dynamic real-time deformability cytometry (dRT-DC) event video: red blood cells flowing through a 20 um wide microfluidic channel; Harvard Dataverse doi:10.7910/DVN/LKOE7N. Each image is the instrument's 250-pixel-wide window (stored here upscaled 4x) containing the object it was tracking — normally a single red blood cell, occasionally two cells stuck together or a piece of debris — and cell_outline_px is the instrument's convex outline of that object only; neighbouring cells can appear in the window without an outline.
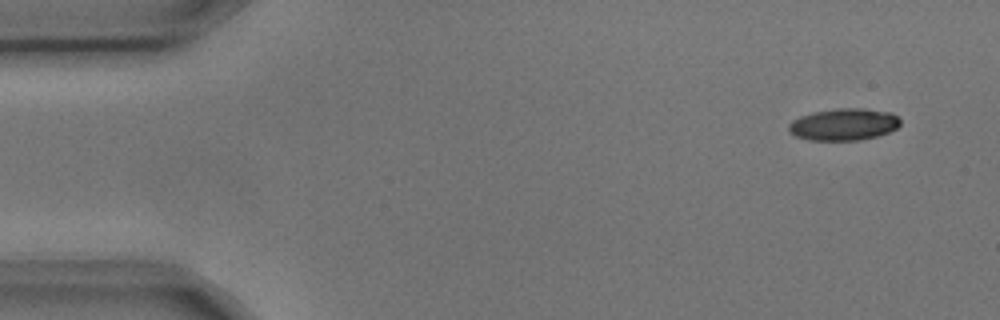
{"species": "common noctule bat (a hibernating species)", "species_latin": "Nyctalus noctula", "temperature_condition": "cold", "stored_images_in_passage": 5, "camera_frame_rate_fps": 3000, "um_per_image_px": 0.085, "animal": {"sex": "male", "body_mass_g": 17.9, "forearm_length_mm": 54.2}, "frame": {"image": 1, "passage_image": 1, "time_ms": 0.0, "image_size_px": [1000, 320], "cell_outline_px": [[900, 124], [896, 128], [888, 132], [876, 136], [860, 140], [808, 140], [796, 136], [788, 132], [788, 124], [792, 120], [800, 116], [812, 112], [836, 108], [864, 108], [892, 112], [900, 120]], "centroid_in_image_um": [71.69, 10.56], "position_along_channel_um": 13.3, "area_um2": 20.92}}
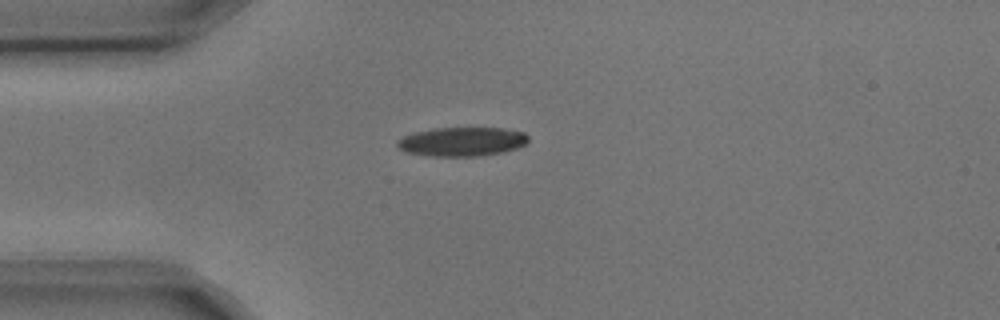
{"frame": {"image": 2, "passage_image": 3, "time_ms": 0.667, "image_size_px": [1000, 320], "cell_outline_px": [[528, 140], [524, 144], [516, 148], [500, 152], [480, 156], [432, 156], [404, 152], [396, 144], [396, 140], [404, 136], [416, 132], [436, 128], [504, 128], [524, 132], [528, 136]], "centroid_in_image_um": [39.25, 12.04], "position_along_channel_um": 45.7, "area_um2": 22.02}}